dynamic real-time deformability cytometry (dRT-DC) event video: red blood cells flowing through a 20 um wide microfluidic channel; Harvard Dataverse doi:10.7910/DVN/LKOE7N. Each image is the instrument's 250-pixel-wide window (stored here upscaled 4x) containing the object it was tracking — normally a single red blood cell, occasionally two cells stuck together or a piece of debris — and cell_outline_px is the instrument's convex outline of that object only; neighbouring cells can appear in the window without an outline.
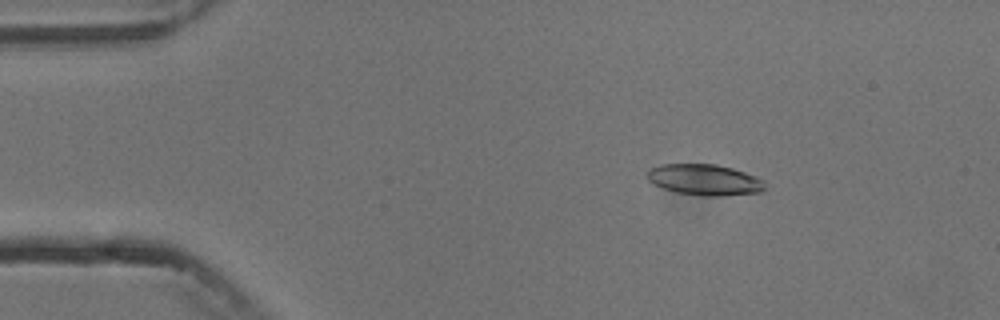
{"species": "common noctule bat (a hibernating species)", "species_latin": "Nyctalus noctula", "temperature_condition": "cold", "stored_images_in_passage": 5, "camera_frame_rate_fps": 3000, "um_per_image_px": 0.085, "animal": {"sex": "male", "body_mass_g": 13.3}, "frame": {"image": 1, "passage_image": 3, "time_ms": 2.333, "image_size_px": [1000, 320], "cell_outline_px": [[764, 188], [760, 192], [720, 196], [700, 196], [676, 192], [652, 184], [644, 176], [644, 172], [648, 168], [660, 164], [716, 164], [732, 168], [744, 172], [764, 180]], "centroid_in_image_um": [59.8, 15.27], "position_along_channel_um": 25.2, "area_um2": 21.5}}